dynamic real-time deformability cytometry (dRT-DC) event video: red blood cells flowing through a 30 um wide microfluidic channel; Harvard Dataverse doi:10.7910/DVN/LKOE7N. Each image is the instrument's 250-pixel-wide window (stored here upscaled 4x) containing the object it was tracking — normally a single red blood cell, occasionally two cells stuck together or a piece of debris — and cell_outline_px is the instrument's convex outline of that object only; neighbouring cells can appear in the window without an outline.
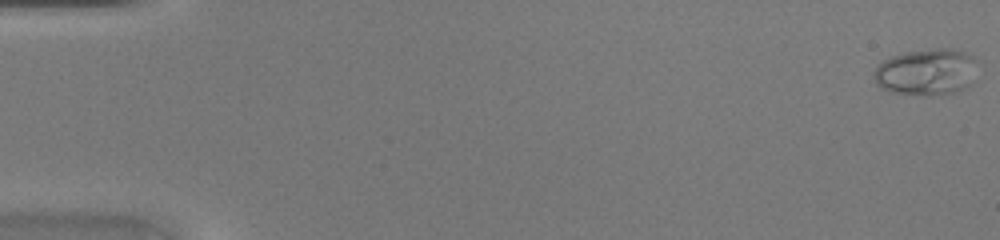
{"species": "common noctule bat (a hibernating species)", "species_latin": "Nyctalus noctula", "temperature_condition": "warm", "stored_images_in_passage": 47, "camera_frame_rate_fps": 3000, "um_per_image_px": 0.085, "animal": {"sex": "female", "body_mass_g": 20.0, "forearm_length_mm": 54.0}, "frame": {"image": 1, "passage_image": 1, "time_ms": 0.0, "image_size_px": [1000, 240], "cell_outline_px": [[980, 60], [972, 84], [968, 88], [956, 92], [928, 96], [924, 96], [892, 92], [880, 88], [876, 84], [872, 76], [872, 72], [884, 60], [892, 56], [904, 52], [936, 48], [948, 48], [964, 52]], "centroid_in_image_um": [78.79, 6.13], "position_along_channel_um": 6.2, "area_um2": 28.84}}
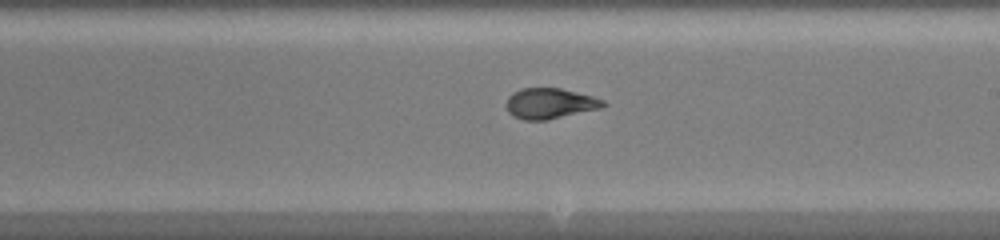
{"frame": {"image": 2, "passage_image": 28, "time_ms": 9.0, "image_size_px": [1000, 240], "cell_outline_px": [[608, 104], [600, 108], [548, 120], [524, 120], [512, 116], [508, 112], [508, 96], [512, 92], [520, 88], [560, 88], [592, 96], [604, 100]], "centroid_in_image_um": [46.74, 8.79], "position_along_channel_um": 242.3, "area_um2": 17.22}}
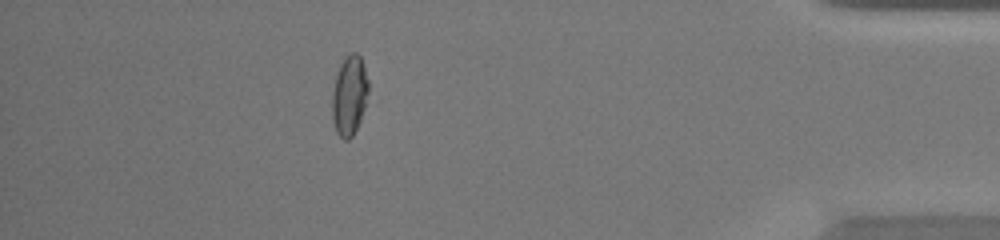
{"frame": {"image": 3, "passage_image": 42, "time_ms": 13.667, "image_size_px": [1000, 240], "cell_outline_px": [[368, 92], [364, 108], [360, 120], [352, 136], [348, 140], [344, 140], [336, 132], [332, 120], [332, 92], [336, 76], [340, 64], [344, 56], [352, 52], [356, 52], [360, 56], [364, 64], [368, 80]], "centroid_in_image_um": [29.69, 8.09], "position_along_channel_um": 405.5, "area_um2": 16.94}}